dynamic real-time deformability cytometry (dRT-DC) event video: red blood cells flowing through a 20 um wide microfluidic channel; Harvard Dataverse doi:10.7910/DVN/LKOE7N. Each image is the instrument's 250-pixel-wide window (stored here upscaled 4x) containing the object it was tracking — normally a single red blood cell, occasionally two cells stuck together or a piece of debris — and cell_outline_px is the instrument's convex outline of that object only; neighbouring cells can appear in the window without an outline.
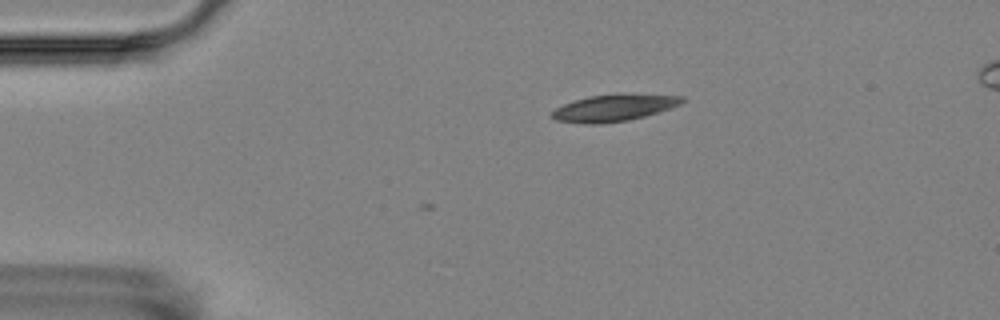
{"species": "Egyptian fruit bat (a non-hibernating species)", "species_latin": "Rousettus aegyptiacus", "temperature_condition": "room temperature", "stored_images_in_passage": 6, "camera_frame_rate_fps": 3000, "um_per_image_px": 0.085, "animal": {"sex": "female"}, "frame": {"image": 1, "passage_image": 1, "time_ms": 0.0, "image_size_px": [1000, 320], "cell_outline_px": [[688, 100], [680, 104], [644, 116], [628, 120], [600, 124], [588, 124], [556, 120], [548, 116], [556, 108], [564, 104], [588, 96], [620, 92], [684, 96]], "centroid_in_image_um": [52.2, 9.14], "position_along_channel_um": 32.8, "area_um2": 20.63}}
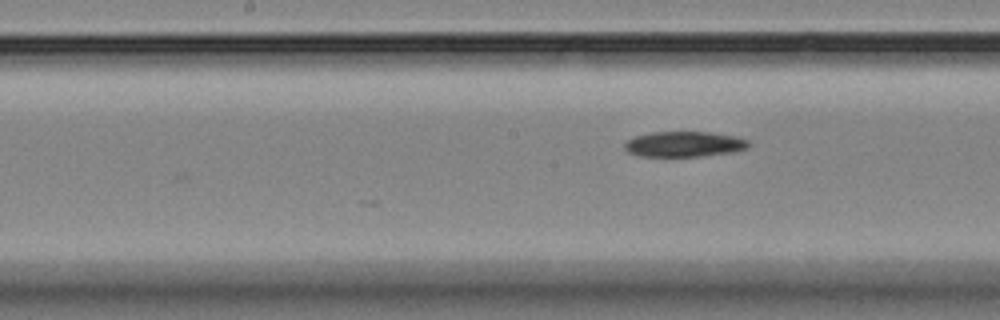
{"frame": {"image": 2, "passage_image": 6, "time_ms": 5.667, "image_size_px": [1000, 320], "cell_outline_px": [[752, 144], [748, 148], [732, 152], [700, 156], [636, 156], [628, 152], [624, 148], [624, 144], [628, 140], [636, 136], [652, 132], [708, 132], [736, 136], [748, 140]], "centroid_in_image_um": [58.17, 12.25], "position_along_channel_um": 190.0, "area_um2": 18.38}}